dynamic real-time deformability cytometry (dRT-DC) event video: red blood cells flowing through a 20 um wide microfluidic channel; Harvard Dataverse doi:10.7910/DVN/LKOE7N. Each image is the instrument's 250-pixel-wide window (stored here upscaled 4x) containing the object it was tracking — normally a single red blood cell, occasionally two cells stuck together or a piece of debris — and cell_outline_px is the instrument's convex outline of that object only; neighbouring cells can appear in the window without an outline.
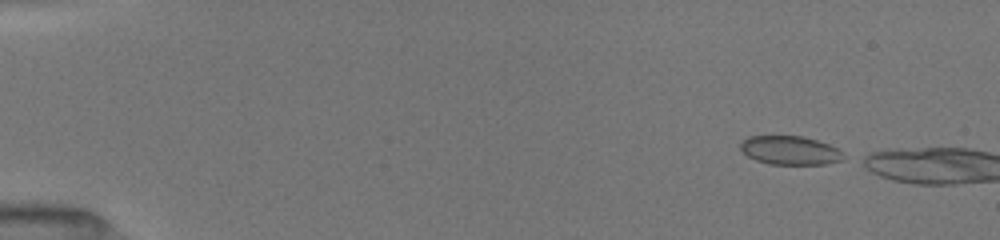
{"species": "common noctule bat (a hibernating species)", "species_latin": "Nyctalus noctula", "temperature_condition": "room temperature", "stored_images_in_passage": 3, "camera_frame_rate_fps": 3000, "um_per_image_px": 0.085, "animal": {"sex": "female", "body_mass_g": 19.5, "forearm_length_mm": 54.1}, "frame": {"image": 1, "passage_image": 1, "time_ms": 0.0, "image_size_px": [1000, 240], "cell_outline_px": [[840, 160], [824, 164], [772, 164], [756, 160], [748, 156], [740, 148], [740, 144], [748, 136], [800, 136], [816, 140], [828, 144], [836, 148], [840, 152]], "centroid_in_image_um": [67.08, 12.77], "position_along_channel_um": 17.9, "area_um2": 16.76}}